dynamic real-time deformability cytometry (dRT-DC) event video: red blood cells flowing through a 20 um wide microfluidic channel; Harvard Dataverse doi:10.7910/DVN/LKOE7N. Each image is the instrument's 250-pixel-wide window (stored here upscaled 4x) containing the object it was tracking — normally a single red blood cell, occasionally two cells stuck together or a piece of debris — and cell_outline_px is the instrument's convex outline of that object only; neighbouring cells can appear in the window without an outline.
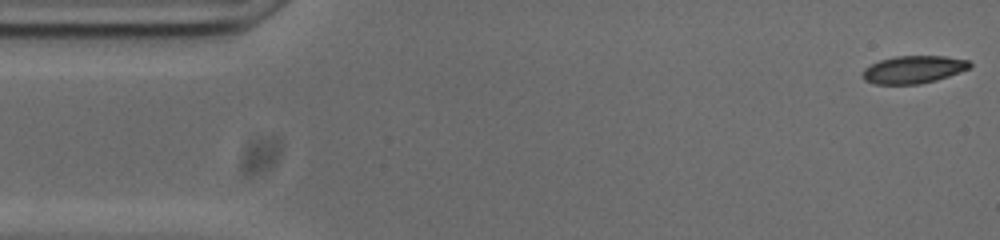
{"species": "common noctule bat (a hibernating species)", "species_latin": "Nyctalus noctula", "temperature_condition": "cold", "stored_images_in_passage": 53, "camera_frame_rate_fps": 3000, "um_per_image_px": 0.085, "animal": {"sex": "male", "body_mass_g": 20.0, "forearm_length_mm": 53.3}, "frame": {"image": 1, "passage_image": 1, "time_ms": 0.0, "image_size_px": [1000, 240], "cell_outline_px": [[972, 64], [968, 68], [960, 72], [936, 80], [920, 84], [876, 84], [864, 80], [860, 76], [860, 72], [864, 68], [880, 60], [896, 56], [944, 56], [968, 60]], "centroid_in_image_um": [77.6, 5.91], "position_along_channel_um": 7.4, "area_um2": 17.28}}
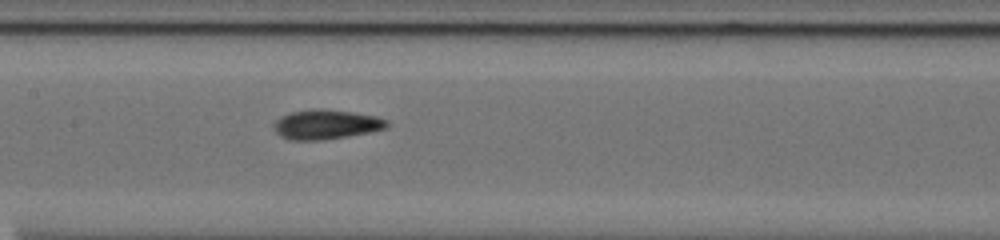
{"frame": {"image": 2, "passage_image": 24, "time_ms": 7.667, "image_size_px": [1000, 240], "cell_outline_px": [[388, 128], [348, 136], [320, 140], [288, 140], [280, 136], [272, 128], [272, 124], [280, 116], [292, 112], [312, 108], [320, 108], [352, 112], [376, 116], [388, 120]], "centroid_in_image_um": [27.68, 10.57], "position_along_channel_um": 179.7, "area_um2": 19.65}}
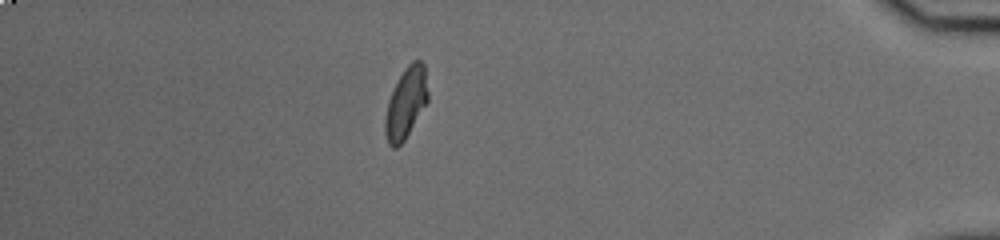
{"frame": {"image": 3, "passage_image": 46, "time_ms": 15.0, "image_size_px": [1000, 240], "cell_outline_px": [[428, 100], [404, 140], [396, 148], [392, 148], [388, 144], [384, 132], [384, 120], [388, 100], [404, 68], [412, 60], [420, 60], [424, 64], [428, 92]], "centroid_in_image_um": [34.49, 8.76], "position_along_channel_um": 400.7, "area_um2": 17.51}, "authors_computed_cell_mechanics": {"area_um2": 18.0914, "velocity_mm_per_s": 3.7439, "shape_relaxation_time_tau1_ms": 6.5295, "shape_relaxation_time_tau2_ms": 1.8078, "deformation_change_tau1": 0.1623, "deformation_change_tau2": 0.067}}